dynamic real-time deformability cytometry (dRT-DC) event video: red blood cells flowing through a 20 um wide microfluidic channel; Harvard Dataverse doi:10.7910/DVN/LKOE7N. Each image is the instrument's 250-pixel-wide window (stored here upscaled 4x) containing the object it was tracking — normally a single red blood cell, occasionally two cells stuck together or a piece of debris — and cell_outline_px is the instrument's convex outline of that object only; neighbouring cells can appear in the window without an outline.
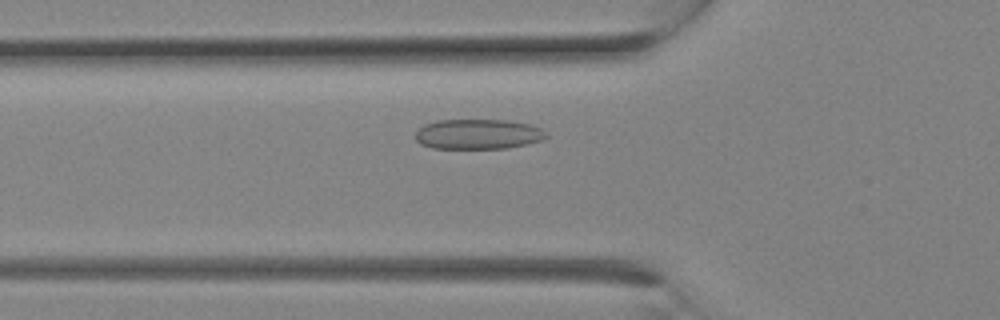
{"species": "Egyptian fruit bat (a non-hibernating species)", "species_latin": "Rousettus aegyptiacus", "temperature_condition": "room temperature", "stored_images_in_passage": 22, "camera_frame_rate_fps": 3000, "um_per_image_px": 0.085, "animal": {"sex": "female"}, "frame": {"image": 1, "passage_image": 4, "time_ms": 1.0, "image_size_px": [1000, 320], "cell_outline_px": [[548, 136], [540, 140], [508, 148], [432, 148], [420, 144], [416, 140], [416, 132], [424, 124], [436, 120], [508, 120], [528, 124], [540, 128]], "centroid_in_image_um": [40.59, 11.4], "position_along_channel_um": 85.2, "area_um2": 22.72}}
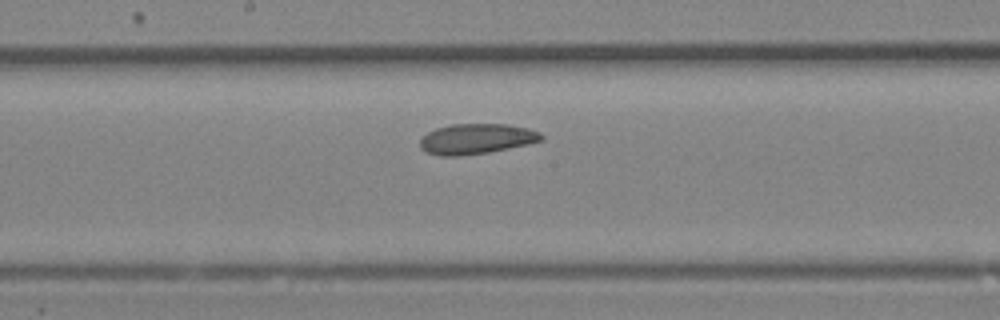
{"frame": {"image": 2, "passage_image": 9, "time_ms": 2.667, "image_size_px": [1000, 320], "cell_outline_px": [[544, 140], [528, 144], [488, 152], [460, 156], [440, 156], [424, 152], [420, 148], [420, 140], [428, 132], [436, 128], [452, 124], [508, 124], [528, 128], [540, 132], [544, 136]], "centroid_in_image_um": [40.49, 11.8], "position_along_channel_um": 207.7, "area_um2": 21.56}}
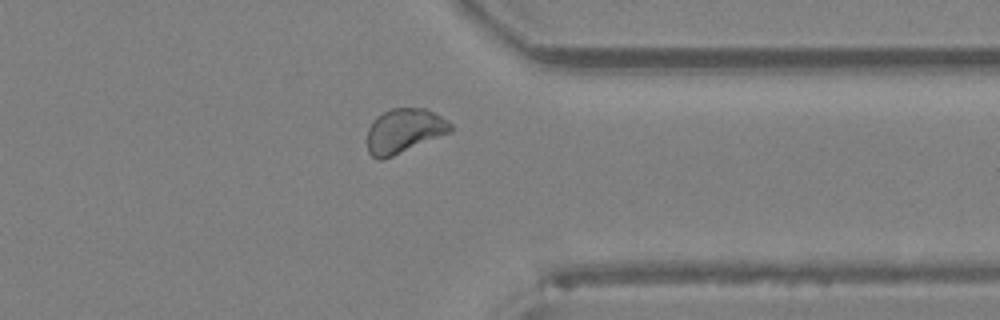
{"frame": {"image": 3, "passage_image": 16, "time_ms": 5.0, "image_size_px": [1000, 320], "cell_outline_px": [[452, 132], [384, 160], [376, 160], [368, 152], [368, 128], [372, 120], [376, 116], [392, 108], [424, 108], [448, 120], [452, 124]], "centroid_in_image_um": [34.35, 11.14], "position_along_channel_um": 377.1, "area_um2": 21.79}}